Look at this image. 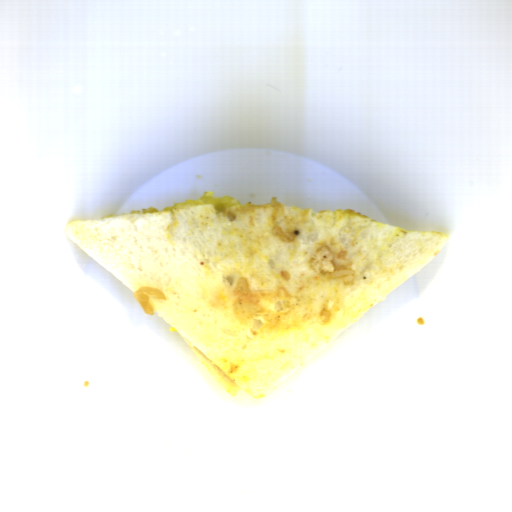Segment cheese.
<instances>
[{"instance_id": "obj_1", "label": "cheese", "mask_w": 512, "mask_h": 512, "mask_svg": "<svg viewBox=\"0 0 512 512\" xmlns=\"http://www.w3.org/2000/svg\"><path fill=\"white\" fill-rule=\"evenodd\" d=\"M215 205L219 210H226L232 205H240L238 199L228 196L215 197V194L210 191H205L204 195L197 199H191L178 204H170L164 208H158L157 206L144 207L137 210H133L130 213H149V212H168L179 209H185L196 206ZM129 213V214H130Z\"/></svg>"}, {"instance_id": "obj_2", "label": "cheese", "mask_w": 512, "mask_h": 512, "mask_svg": "<svg viewBox=\"0 0 512 512\" xmlns=\"http://www.w3.org/2000/svg\"><path fill=\"white\" fill-rule=\"evenodd\" d=\"M335 212H346V213H350V214H354V215H358V216H362V217H366V218H370V216H368L367 214L365 213H359L355 210H351V209H340V210H336ZM371 219V218H370Z\"/></svg>"}]
</instances>
